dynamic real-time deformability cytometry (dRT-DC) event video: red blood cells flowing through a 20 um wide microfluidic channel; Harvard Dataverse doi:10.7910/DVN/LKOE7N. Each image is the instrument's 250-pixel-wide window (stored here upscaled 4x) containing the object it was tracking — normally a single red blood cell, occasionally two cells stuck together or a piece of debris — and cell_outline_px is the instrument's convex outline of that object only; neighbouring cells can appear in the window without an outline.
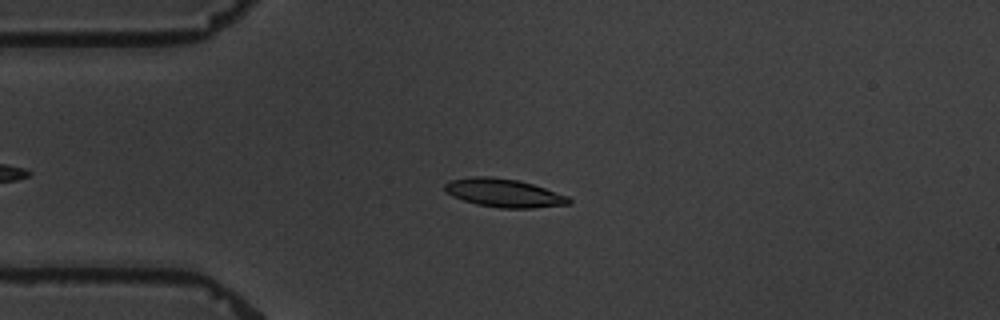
{"species": "common noctule bat (a hibernating species)", "species_latin": "Nyctalus noctula", "temperature_condition": "warm", "stored_images_in_passage": 7, "camera_frame_rate_fps": 3000, "um_per_image_px": 0.085, "animal": {"sex": "male", "body_mass_g": 19.5, "forearm_length_mm": 54.6}, "frame": {"image": 1, "passage_image": 3, "time_ms": 2.333, "image_size_px": [1000, 320], "cell_outline_px": [[572, 204], [532, 208], [500, 208], [476, 204], [452, 196], [444, 188], [444, 184], [452, 180], [472, 176], [492, 176], [516, 180], [532, 184], [568, 196], [572, 200]], "centroid_in_image_um": [42.85, 16.4], "position_along_channel_um": 42.2, "area_um2": 20.4}}
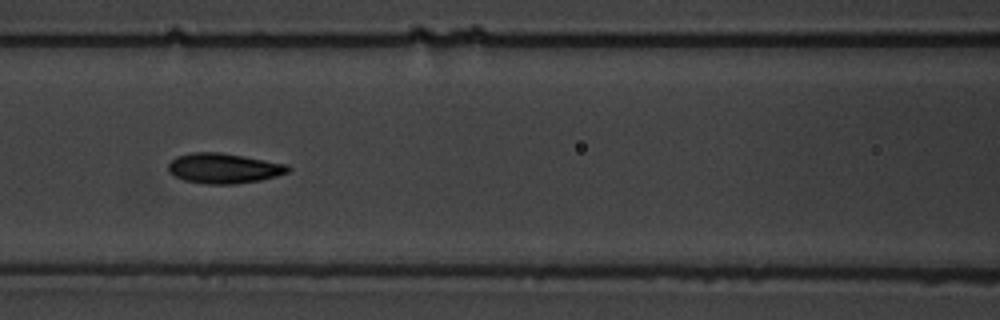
{"frame": {"image": 2, "passage_image": 6, "time_ms": 6.0, "image_size_px": [1000, 320], "cell_outline_px": [[292, 168], [288, 172], [276, 176], [260, 180], [236, 184], [208, 184], [184, 180], [168, 172], [168, 164], [176, 156], [192, 152], [220, 152], [244, 156], [288, 164]], "centroid_in_image_um": [19.03, 14.3], "position_along_channel_um": 147.6, "area_um2": 21.1}}
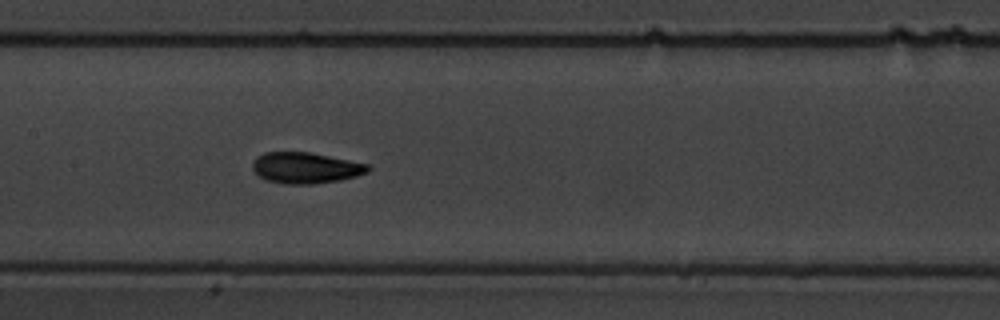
{"frame": {"image": 3, "passage_image": 7, "time_ms": 7.0, "image_size_px": [1000, 320], "cell_outline_px": [[372, 168], [368, 172], [356, 176], [340, 180], [312, 184], [284, 184], [264, 180], [252, 168], [252, 164], [256, 156], [264, 152], [312, 152], [372, 164]], "centroid_in_image_um": [26.02, 14.26], "position_along_channel_um": 181.4, "area_um2": 21.27}}